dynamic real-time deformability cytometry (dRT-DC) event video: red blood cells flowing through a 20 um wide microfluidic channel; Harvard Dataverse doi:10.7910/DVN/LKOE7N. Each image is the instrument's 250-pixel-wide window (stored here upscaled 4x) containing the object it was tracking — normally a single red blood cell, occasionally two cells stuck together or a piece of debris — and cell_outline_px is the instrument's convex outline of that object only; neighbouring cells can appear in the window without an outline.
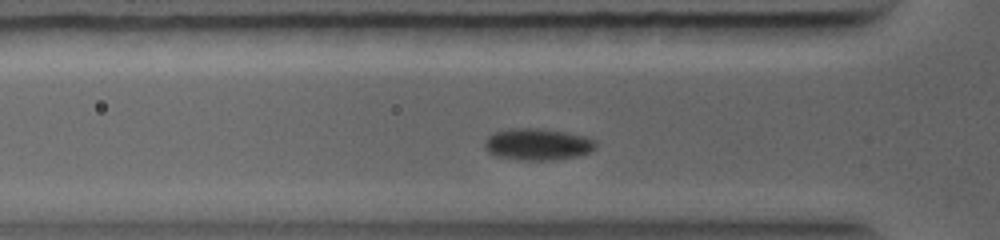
{"species": "common noctule bat (a hibernating species)", "species_latin": "Nyctalus noctula", "temperature_condition": "warm", "stored_images_in_passage": 37, "camera_frame_rate_fps": 5000, "um_per_image_px": 0.085, "animal": {"sex": "female", "body_mass_g": 19.0, "forearm_length_mm": 56.7}, "frame": {"image": 1, "passage_image": 8, "time_ms": 1.4, "image_size_px": [1000, 240], "cell_outline_px": [[596, 148], [588, 152], [576, 156], [552, 160], [516, 160], [496, 156], [488, 152], [484, 148], [484, 140], [488, 136], [496, 132], [508, 128], [540, 128], [568, 132], [584, 136], [596, 140]], "centroid_in_image_um": [45.67, 12.26], "position_along_channel_um": 80.1, "area_um2": 20.75}}
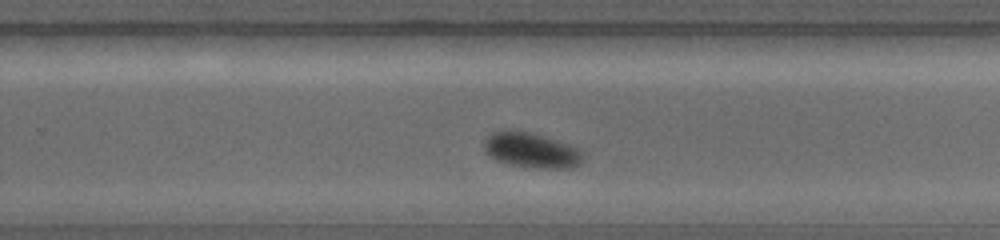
{"frame": {"image": 2, "passage_image": 23, "time_ms": 5.4, "image_size_px": [1000, 240], "cell_outline_px": [[584, 160], [580, 164], [568, 168], [532, 168], [512, 164], [496, 160], [484, 148], [484, 140], [492, 132], [508, 128], [532, 132], [568, 144], [576, 148], [584, 156]], "centroid_in_image_um": [45.15, 12.74], "position_along_channel_um": 284.6, "area_um2": 20.29}}
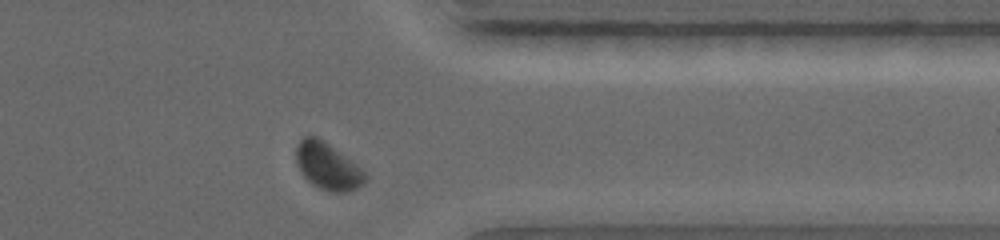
{"frame": {"image": 3, "passage_image": 34, "time_ms": 7.4, "image_size_px": [1000, 240], "cell_outline_px": [[368, 176], [364, 184], [356, 188], [344, 192], [332, 192], [320, 188], [312, 184], [300, 172], [296, 164], [296, 144], [304, 136], [316, 136], [364, 168]], "centroid_in_image_um": [27.87, 14.13], "position_along_channel_um": 383.5, "area_um2": 19.02}}